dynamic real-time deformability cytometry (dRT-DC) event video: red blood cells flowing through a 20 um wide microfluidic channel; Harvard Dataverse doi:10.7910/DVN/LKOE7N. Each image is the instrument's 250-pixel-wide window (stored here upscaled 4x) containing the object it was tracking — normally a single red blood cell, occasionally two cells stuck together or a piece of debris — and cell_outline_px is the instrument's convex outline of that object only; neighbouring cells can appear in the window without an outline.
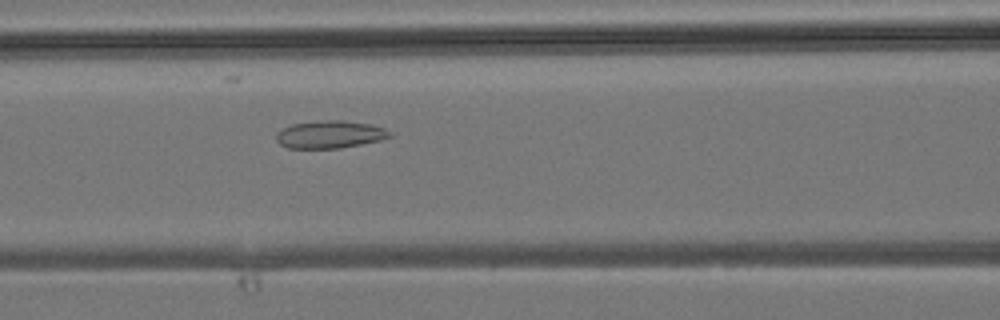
{"species": "common noctule bat (a hibernating species)", "species_latin": "Nyctalus noctula", "temperature_condition": "room temperature", "stored_images_in_passage": 35, "camera_frame_rate_fps": 3000, "um_per_image_px": 0.085, "animal": {"sex": "male", "body_mass_g": 19.2, "forearm_length_mm": 51.8}, "frame": {"image": 1, "passage_image": 10, "time_ms": 3.0, "image_size_px": [1000, 320], "cell_outline_px": [[392, 136], [380, 140], [340, 148], [288, 148], [280, 144], [276, 140], [276, 132], [292, 124], [324, 120], [344, 120], [372, 124], [384, 128], [392, 132]], "centroid_in_image_um": [28.06, 11.42], "position_along_channel_um": 138.5, "area_um2": 18.26}}
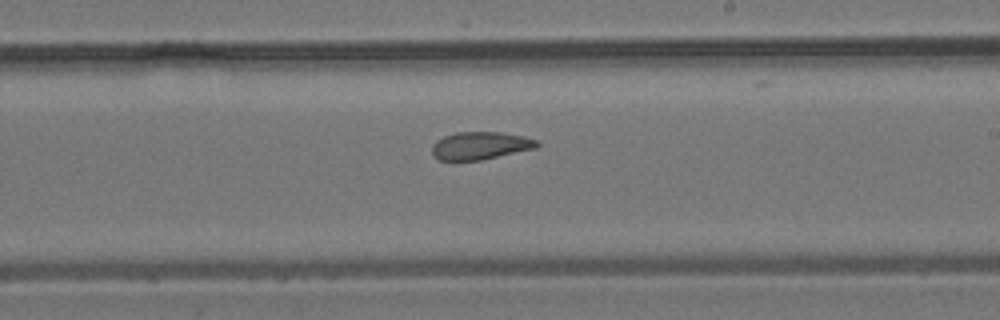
{"frame": {"image": 2, "passage_image": 17, "time_ms": 5.333, "image_size_px": [1000, 320], "cell_outline_px": [[540, 144], [536, 148], [480, 160], [440, 160], [432, 156], [432, 144], [436, 140], [444, 136], [456, 132], [500, 132], [524, 136], [536, 140]], "centroid_in_image_um": [40.8, 12.37], "position_along_channel_um": 248.2, "area_um2": 16.94}}
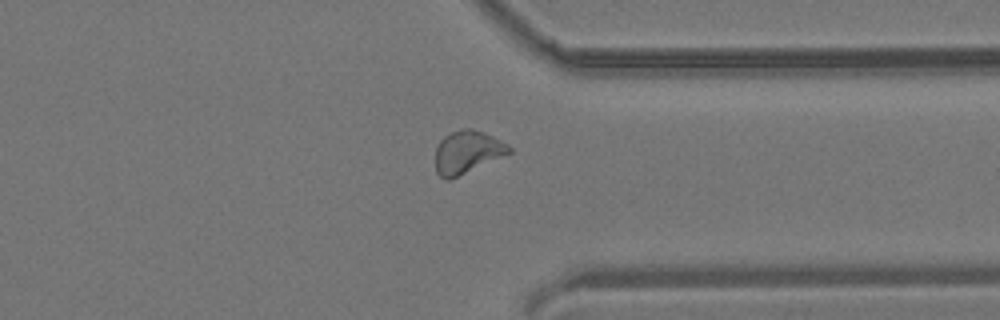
{"frame": {"image": 3, "passage_image": 25, "time_ms": 8.0, "image_size_px": [1000, 320], "cell_outline_px": [[512, 152], [448, 180], [444, 180], [436, 172], [436, 148], [440, 140], [444, 136], [452, 132], [464, 128], [472, 128], [484, 132], [508, 144], [512, 148]], "centroid_in_image_um": [39.71, 12.91], "position_along_channel_um": 371.7, "area_um2": 18.15}}